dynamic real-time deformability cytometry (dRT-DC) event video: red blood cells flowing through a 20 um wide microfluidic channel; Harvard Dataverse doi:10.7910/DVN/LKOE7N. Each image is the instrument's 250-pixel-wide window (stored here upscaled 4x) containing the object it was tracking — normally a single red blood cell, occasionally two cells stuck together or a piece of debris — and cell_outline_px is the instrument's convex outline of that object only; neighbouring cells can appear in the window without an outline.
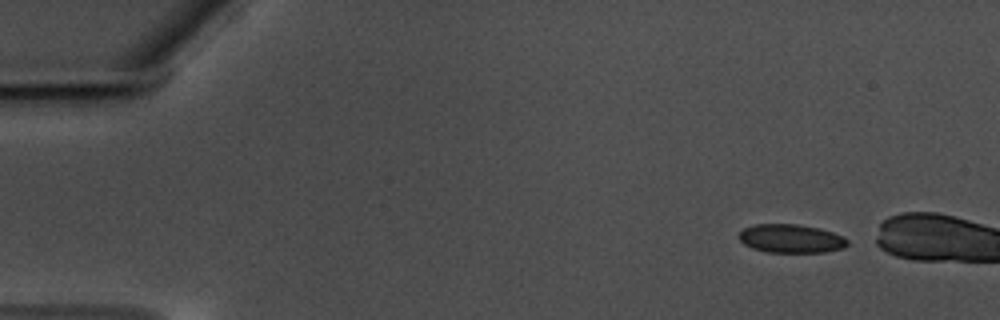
{"species": "common noctule bat (a hibernating species)", "species_latin": "Nyctalus noctula", "temperature_condition": "warm", "stored_images_in_passage": 11, "camera_frame_rate_fps": 3000, "um_per_image_px": 0.085, "animal": {"sex": "male", "body_mass_g": 17.5, "forearm_length_mm": 52.3}, "frame": {"image": 1, "passage_image": 1, "time_ms": 0.0, "image_size_px": [1000, 320], "cell_outline_px": [[848, 244], [844, 248], [824, 252], [768, 252], [752, 248], [744, 244], [740, 240], [740, 232], [744, 228], [756, 224], [796, 224], [820, 228], [844, 236], [848, 240]], "centroid_in_image_um": [67.27, 20.28], "position_along_channel_um": 17.7, "area_um2": 18.03}}